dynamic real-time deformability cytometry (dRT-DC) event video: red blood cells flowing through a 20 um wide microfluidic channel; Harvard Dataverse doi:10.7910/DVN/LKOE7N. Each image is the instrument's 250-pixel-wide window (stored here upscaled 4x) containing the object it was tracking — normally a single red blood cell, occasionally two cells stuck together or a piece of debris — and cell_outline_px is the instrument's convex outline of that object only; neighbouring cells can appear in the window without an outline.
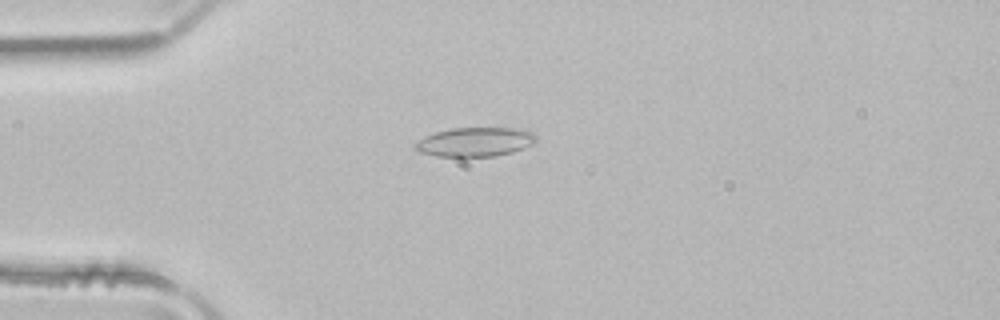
{"species": "common noctule bat (a hibernating species)", "species_latin": "Nyctalus noctula", "temperature_condition": "room temperature", "stored_images_in_passage": 50, "camera_frame_rate_fps": 3000, "um_per_image_px": 0.085, "animal": {"sex": "male", "body_mass_g": 21.5, "forearm_length_mm": 52.0}, "frame": {"image": 1, "passage_image": 13, "time_ms": 4.0, "image_size_px": [1000, 320], "cell_outline_px": [[536, 140], [532, 144], [524, 148], [512, 152], [492, 156], [436, 156], [420, 152], [412, 144], [424, 136], [436, 132], [452, 128], [524, 128], [532, 132], [536, 136]], "centroid_in_image_um": [40.39, 12.05], "position_along_channel_um": 44.6, "area_um2": 20.52}}
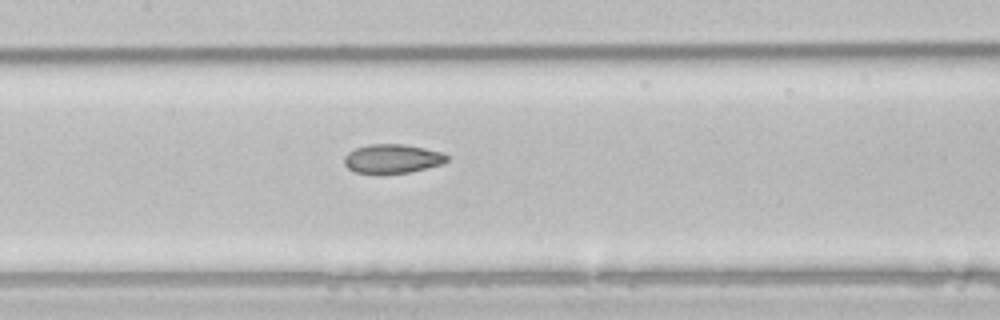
{"frame": {"image": 2, "passage_image": 24, "time_ms": 7.667, "image_size_px": [1000, 320], "cell_outline_px": [[448, 160], [440, 164], [408, 172], [356, 172], [348, 168], [344, 164], [344, 156], [348, 152], [356, 148], [368, 144], [404, 144], [424, 148], [440, 152], [448, 156]], "centroid_in_image_um": [33.32, 13.46], "position_along_channel_um": 174.1, "area_um2": 16.88}}
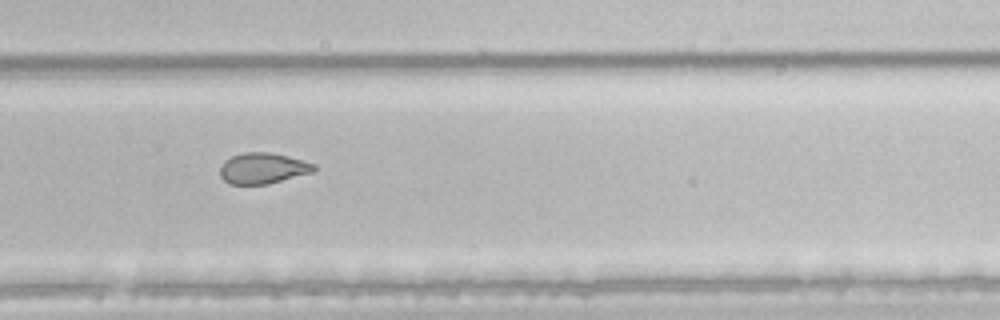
{"frame": {"image": 3, "passage_image": 34, "time_ms": 11.0, "image_size_px": [1000, 320], "cell_outline_px": [[316, 168], [312, 172], [268, 184], [228, 184], [220, 176], [220, 168], [224, 160], [232, 156], [244, 152], [268, 152], [288, 156], [316, 164]], "centroid_in_image_um": [22.32, 14.3], "position_along_channel_um": 307.5, "area_um2": 16.88}, "authors_computed_cell_mechanics": {"area_um2": 20.23, "velocity_mm_per_s": 4.0293, "shape_relaxation_time_tau1_ms": null, "shape_relaxation_time_tau2_ms": 3.2912, "deformation_change_tau1": null, "deformation_change_tau2": 0.0912}}